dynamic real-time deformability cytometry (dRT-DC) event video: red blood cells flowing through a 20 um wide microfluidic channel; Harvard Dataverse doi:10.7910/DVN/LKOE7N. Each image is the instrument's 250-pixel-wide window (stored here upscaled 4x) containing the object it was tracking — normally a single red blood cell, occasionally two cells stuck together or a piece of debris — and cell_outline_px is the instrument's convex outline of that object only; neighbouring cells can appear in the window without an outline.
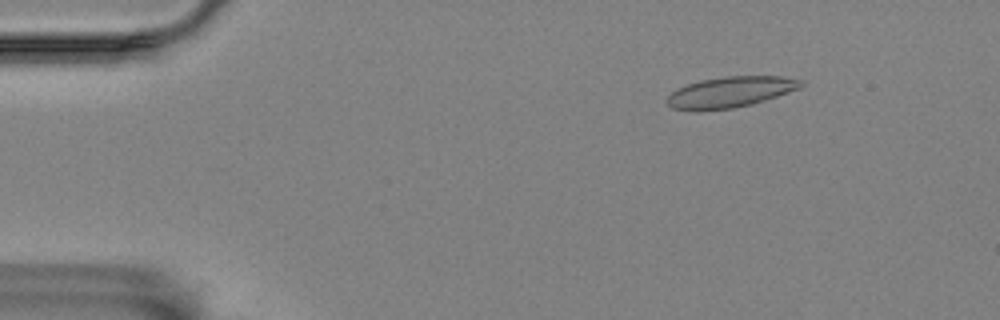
{"species": "Egyptian fruit bat (a non-hibernating species)", "species_latin": "Rousettus aegyptiacus", "temperature_condition": "room temperature", "stored_images_in_passage": 9, "camera_frame_rate_fps": 3000, "um_per_image_px": 0.085, "animal": {"sex": "female"}, "frame": {"image": 1, "passage_image": 3, "time_ms": 2.333, "image_size_px": [1000, 320], "cell_outline_px": [[804, 84], [800, 88], [752, 104], [732, 108], [696, 112], [672, 108], [668, 104], [668, 96], [672, 92], [688, 84], [700, 80], [724, 76], [784, 76], [800, 80]], "centroid_in_image_um": [62.06, 7.83], "position_along_channel_um": 22.9, "area_um2": 23.99}}
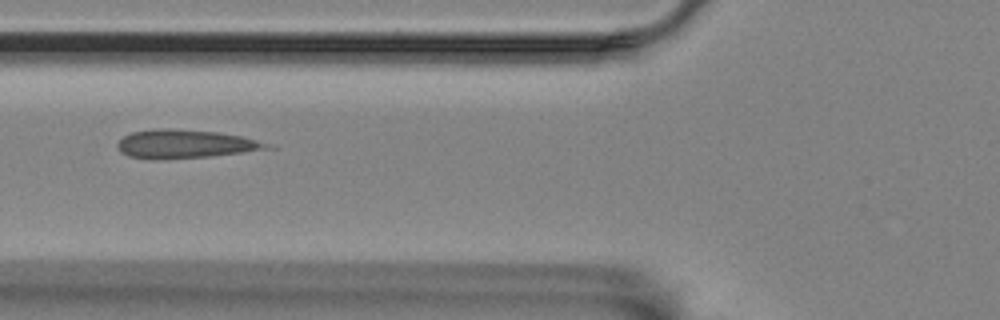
{"frame": {"image": 2, "passage_image": 7, "time_ms": 7.0, "image_size_px": [1000, 320], "cell_outline_px": [[276, 148], [212, 156], [128, 156], [120, 152], [116, 148], [116, 144], [124, 136], [132, 132], [156, 128], [168, 128], [220, 132], [240, 136], [276, 144]], "centroid_in_image_um": [15.86, 12.18], "position_along_channel_um": 109.9, "area_um2": 24.1}}
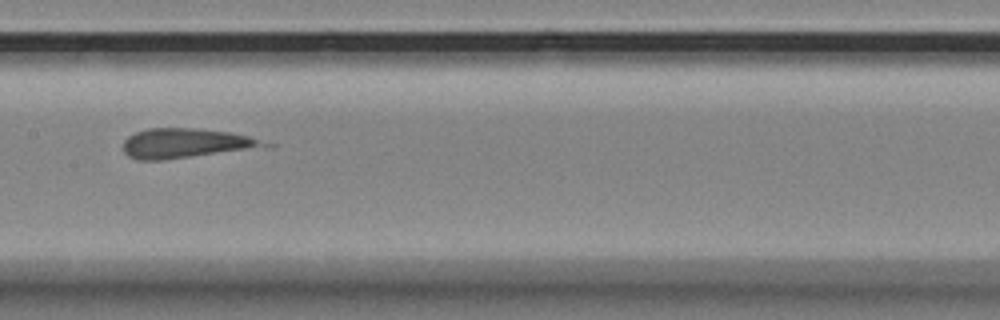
{"frame": {"image": 3, "passage_image": 9, "time_ms": 9.333, "image_size_px": [1000, 320], "cell_outline_px": [[276, 144], [272, 148], [164, 160], [136, 160], [128, 156], [124, 152], [124, 140], [128, 136], [136, 132], [148, 128], [196, 128], [228, 132], [248, 136]], "centroid_in_image_um": [15.93, 12.2], "position_along_channel_um": 191.5, "area_um2": 25.2}}